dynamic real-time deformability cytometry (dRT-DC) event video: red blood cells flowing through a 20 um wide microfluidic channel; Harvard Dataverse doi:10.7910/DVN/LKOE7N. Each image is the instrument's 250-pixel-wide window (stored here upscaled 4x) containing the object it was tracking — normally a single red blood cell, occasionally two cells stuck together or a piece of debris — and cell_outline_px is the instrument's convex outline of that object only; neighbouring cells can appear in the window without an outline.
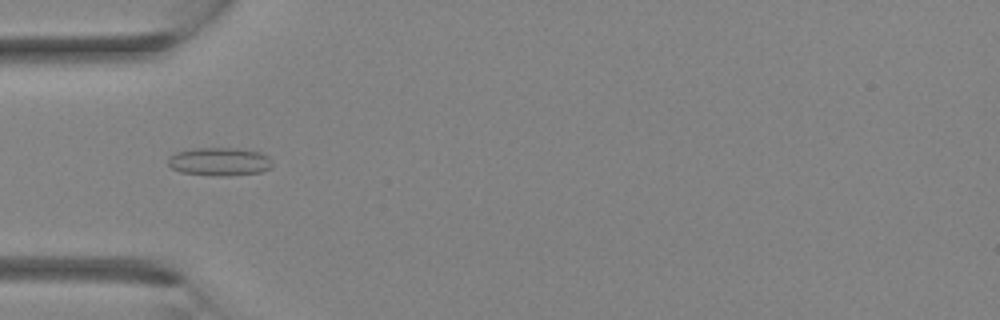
{"species": "Egyptian fruit bat (a non-hibernating species)", "species_latin": "Rousettus aegyptiacus", "temperature_condition": "room temperature", "stored_images_in_passage": 2, "camera_frame_rate_fps": 3000, "um_per_image_px": 0.085, "animal": {"sex": "female"}, "frame": {"image": 1, "passage_image": 2, "time_ms": 0.333, "image_size_px": [1000, 320], "cell_outline_px": [[272, 168], [260, 172], [228, 176], [224, 176], [180, 172], [172, 168], [168, 164], [168, 156], [176, 152], [196, 148], [236, 148], [260, 152], [268, 156], [272, 160]], "centroid_in_image_um": [18.67, 13.73], "position_along_channel_um": 66.3, "area_um2": 17.17}}